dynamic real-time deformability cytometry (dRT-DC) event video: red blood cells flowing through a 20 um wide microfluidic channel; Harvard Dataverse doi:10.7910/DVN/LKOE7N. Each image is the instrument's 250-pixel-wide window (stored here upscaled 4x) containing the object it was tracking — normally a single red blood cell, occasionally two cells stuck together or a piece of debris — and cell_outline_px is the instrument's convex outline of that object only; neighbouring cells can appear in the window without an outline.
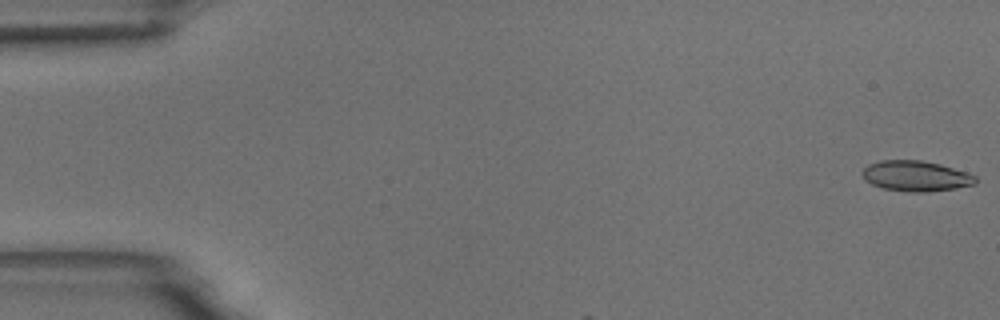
{"species": "common noctule bat (a hibernating species)", "species_latin": "Nyctalus noctula", "temperature_condition": "room temperature", "stored_images_in_passage": 8, "camera_frame_rate_fps": 3000, "um_per_image_px": 0.085, "animal": {"sex": "male", "body_mass_g": 18.8}, "frame": {"image": 1, "passage_image": 1, "time_ms": 0.0, "image_size_px": [1000, 320], "cell_outline_px": [[976, 184], [956, 188], [928, 192], [908, 192], [884, 188], [872, 184], [864, 180], [860, 172], [868, 164], [880, 160], [920, 160], [940, 164], [976, 176]], "centroid_in_image_um": [77.8, 14.96], "position_along_channel_um": 7.2, "area_um2": 20.11}}